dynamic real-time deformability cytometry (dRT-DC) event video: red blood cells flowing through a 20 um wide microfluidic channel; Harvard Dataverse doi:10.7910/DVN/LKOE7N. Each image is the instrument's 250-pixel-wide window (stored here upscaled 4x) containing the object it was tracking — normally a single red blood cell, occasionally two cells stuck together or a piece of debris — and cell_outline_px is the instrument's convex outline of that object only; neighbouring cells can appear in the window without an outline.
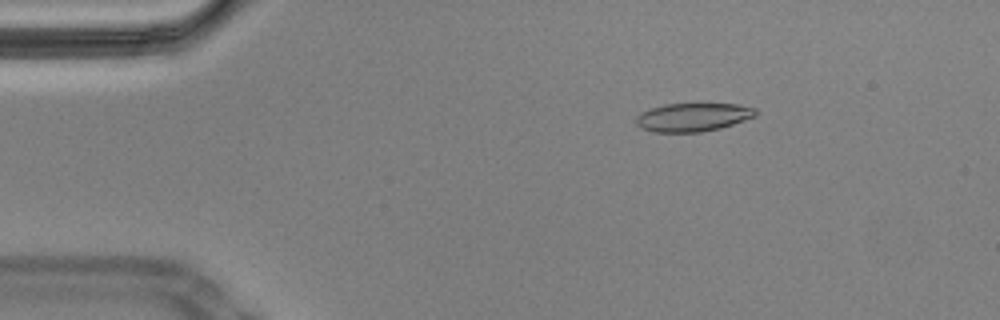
{"species": "Egyptian fruit bat (a non-hibernating species)", "species_latin": "Rousettus aegyptiacus", "temperature_condition": "cold", "stored_images_in_passage": 57, "camera_frame_rate_fps": 3000, "um_per_image_px": 0.085, "animal": {"sex": "male"}, "frame": {"image": 1, "passage_image": 9, "time_ms": 2.667, "image_size_px": [1000, 320], "cell_outline_px": [[756, 116], [720, 128], [700, 132], [652, 132], [636, 124], [636, 116], [652, 108], [664, 104], [736, 104], [756, 108]], "centroid_in_image_um": [58.91, 9.96], "position_along_channel_um": 26.1, "area_um2": 19.54}}
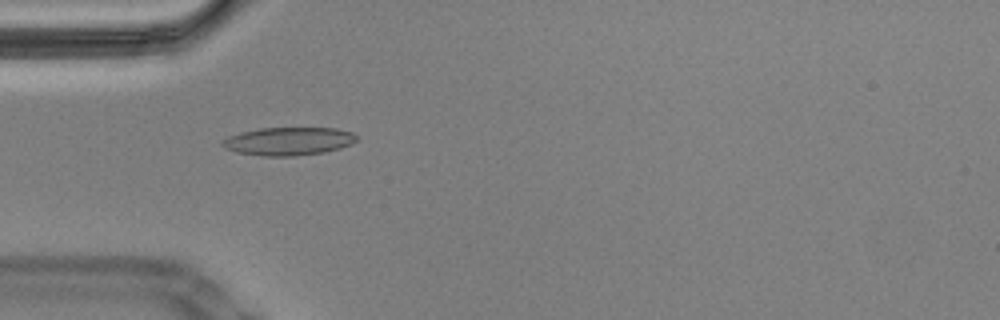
{"frame": {"image": 2, "passage_image": 17, "time_ms": 5.333, "image_size_px": [1000, 320], "cell_outline_px": [[356, 140], [352, 144], [340, 148], [324, 152], [296, 156], [264, 156], [236, 152], [224, 148], [220, 144], [228, 136], [240, 132], [260, 128], [336, 128], [352, 132], [356, 136]], "centroid_in_image_um": [24.51, 12.0], "position_along_channel_um": 60.5, "area_um2": 22.02}}
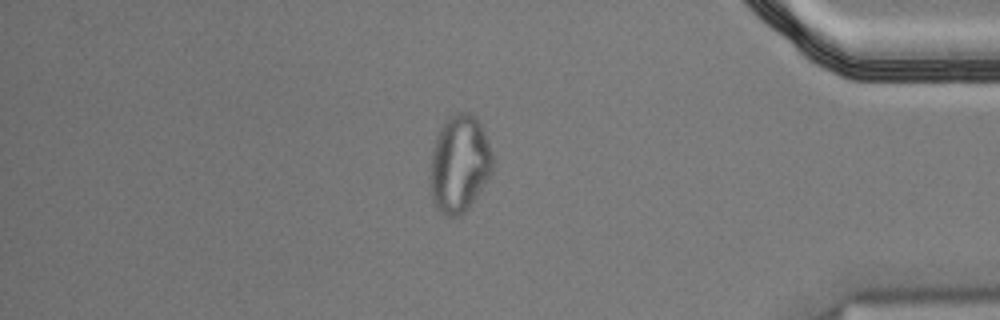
{"frame": {"image": 3, "passage_image": 49, "time_ms": 16.0, "image_size_px": [1000, 320], "cell_outline_px": [[496, 160], [488, 176], [468, 208], [460, 216], [448, 216], [440, 212], [436, 208], [432, 200], [432, 152], [436, 136], [440, 128], [448, 116], [456, 112], [472, 112], [476, 116], [484, 132]], "centroid_in_image_um": [39.07, 13.88], "position_along_channel_um": 396.1, "area_um2": 35.08}, "authors_computed_cell_mechanics": {"area_um2": 21.2126, "velocity_mm_per_s": 3.4612, "shape_relaxation_time_tau1_ms": null, "shape_relaxation_time_tau2_ms": 1.2059, "deformation_change_tau1": null, "deformation_change_tau2": 0.0654}}